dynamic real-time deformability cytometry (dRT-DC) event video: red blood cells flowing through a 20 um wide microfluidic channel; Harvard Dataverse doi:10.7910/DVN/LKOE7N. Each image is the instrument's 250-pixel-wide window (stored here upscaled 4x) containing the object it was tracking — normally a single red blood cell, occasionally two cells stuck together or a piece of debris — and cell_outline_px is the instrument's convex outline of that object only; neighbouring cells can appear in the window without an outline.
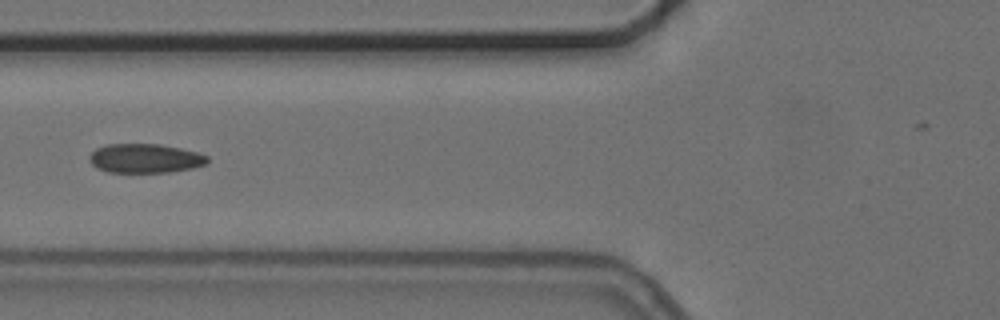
{"species": "common noctule bat (a hibernating species)", "species_latin": "Nyctalus noctula", "temperature_condition": "cold", "stored_images_in_passage": 6, "camera_frame_rate_fps": 3000, "um_per_image_px": 0.085, "animal": {"sex": "female", "body_mass_g": 24.6, "forearm_length_mm": 56.2}, "frame": {"image": 1, "passage_image": 6, "time_ms": 6.667, "image_size_px": [1000, 320], "cell_outline_px": [[208, 160], [204, 164], [192, 168], [168, 172], [108, 172], [96, 168], [88, 160], [88, 156], [96, 148], [108, 144], [160, 144], [180, 148], [196, 152], [208, 156]], "centroid_in_image_um": [12.28, 13.46], "position_along_channel_um": 113.5, "area_um2": 20.0}}